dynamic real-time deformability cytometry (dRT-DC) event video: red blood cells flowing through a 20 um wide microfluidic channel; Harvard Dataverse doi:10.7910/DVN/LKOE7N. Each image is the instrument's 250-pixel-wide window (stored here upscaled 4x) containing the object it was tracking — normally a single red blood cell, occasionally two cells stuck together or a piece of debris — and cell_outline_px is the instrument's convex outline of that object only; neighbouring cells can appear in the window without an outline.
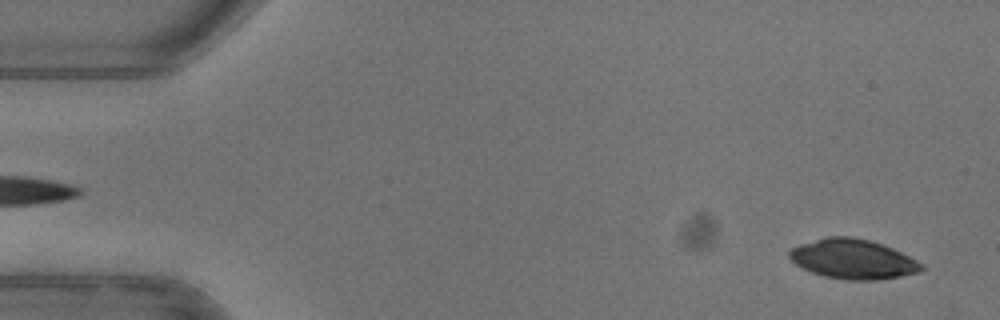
{"species": "common noctule bat (a hibernating species)", "species_latin": "Nyctalus noctula", "temperature_condition": "warm", "stored_images_in_passage": 51, "camera_frame_rate_fps": 3000, "um_per_image_px": 0.085, "animal": {"sex": "female"}, "frame": {"image": 1, "passage_image": 2, "time_ms": 0.333, "image_size_px": [1000, 320], "cell_outline_px": [[924, 268], [920, 272], [900, 276], [876, 280], [844, 280], [824, 276], [812, 272], [796, 264], [788, 256], [788, 252], [792, 248], [800, 244], [828, 236], [852, 236], [868, 240], [892, 248], [924, 264]], "centroid_in_image_um": [72.5, 22.03], "position_along_channel_um": 12.5, "area_um2": 30.35}}
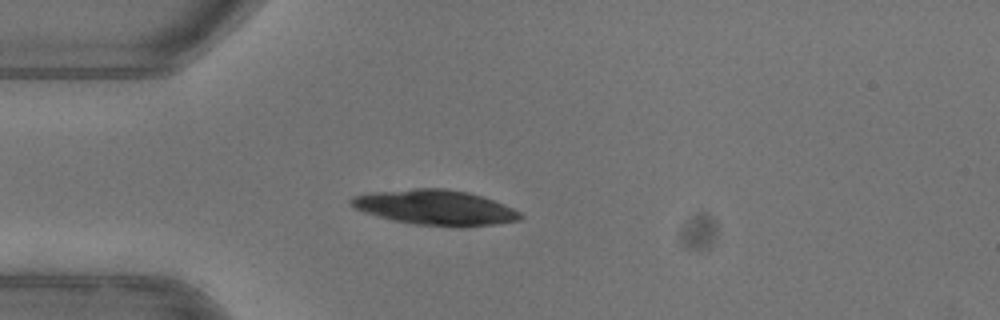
{"frame": {"image": 2, "passage_image": 13, "time_ms": 4.0, "image_size_px": [1000, 320], "cell_outline_px": [[524, 216], [520, 220], [492, 224], [416, 224], [396, 220], [364, 212], [352, 208], [348, 204], [348, 200], [352, 196], [372, 192], [416, 188], [444, 188], [468, 192], [504, 204], [520, 212]], "centroid_in_image_um": [36.92, 17.59], "position_along_channel_um": 48.1, "area_um2": 33.52}}